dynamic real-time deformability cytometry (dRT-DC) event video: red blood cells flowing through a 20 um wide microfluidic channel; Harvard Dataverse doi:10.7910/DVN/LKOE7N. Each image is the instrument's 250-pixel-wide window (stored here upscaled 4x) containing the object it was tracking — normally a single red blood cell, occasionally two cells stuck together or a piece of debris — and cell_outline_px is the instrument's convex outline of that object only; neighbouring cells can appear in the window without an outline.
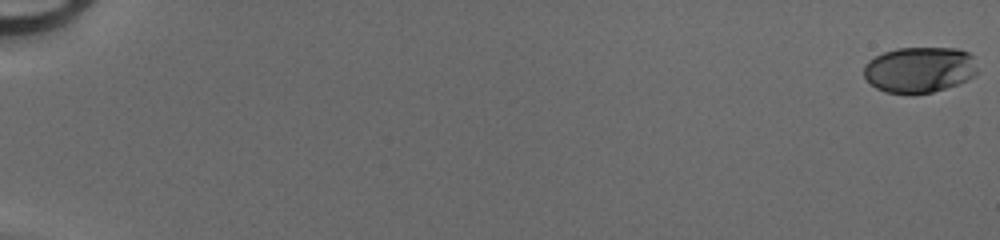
{"species": "human", "species_latin": "Homo sapiens", "temperature_condition": "cold", "stored_images_in_passage": 50, "camera_frame_rate_fps": 3000, "um_per_image_px": 0.085, "donor": {"sex": "male"}, "frame": {"image": 1, "passage_image": 1, "time_ms": 0.0, "image_size_px": [1000, 240], "cell_outline_px": [[968, 56], [960, 80], [952, 84], [928, 92], [888, 92], [872, 84], [864, 76], [864, 68], [876, 56], [888, 52], [904, 48], [948, 48], [964, 52]], "centroid_in_image_um": [77.87, 5.9], "position_along_channel_um": 7.1, "area_um2": 26.88}}
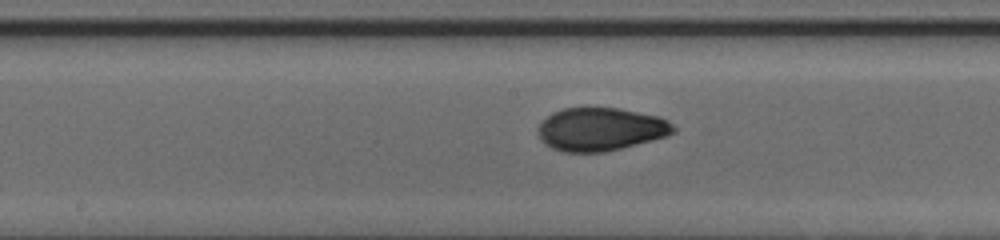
{"frame": {"image": 2, "passage_image": 29, "time_ms": 9.333, "image_size_px": [1000, 240], "cell_outline_px": [[672, 132], [660, 136], [616, 148], [592, 152], [572, 152], [556, 148], [548, 144], [544, 140], [540, 132], [540, 128], [544, 120], [548, 116], [556, 112], [568, 108], [612, 108], [652, 116], [664, 120], [672, 128]], "centroid_in_image_um": [50.96, 10.97], "position_along_channel_um": 197.2, "area_um2": 31.33}}
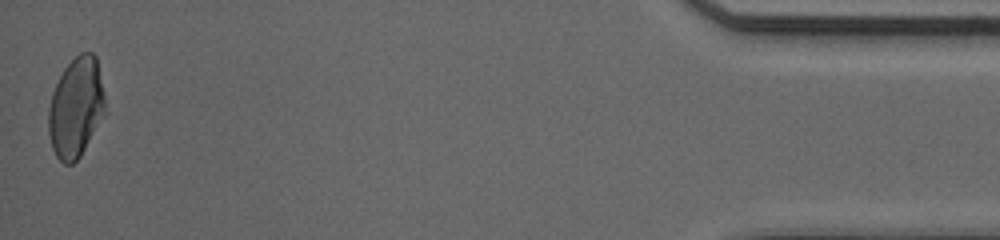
{"frame": {"image": 3, "passage_image": 50, "time_ms": 16.333, "image_size_px": [1000, 240], "cell_outline_px": [[100, 104], [88, 136], [76, 160], [72, 164], [64, 164], [60, 160], [52, 144], [48, 124], [48, 120], [52, 96], [56, 84], [60, 76], [68, 64], [76, 56], [84, 52], [92, 52], [96, 60], [100, 84]], "centroid_in_image_um": [6.32, 9.08], "position_along_channel_um": 428.9, "area_um2": 29.36}}